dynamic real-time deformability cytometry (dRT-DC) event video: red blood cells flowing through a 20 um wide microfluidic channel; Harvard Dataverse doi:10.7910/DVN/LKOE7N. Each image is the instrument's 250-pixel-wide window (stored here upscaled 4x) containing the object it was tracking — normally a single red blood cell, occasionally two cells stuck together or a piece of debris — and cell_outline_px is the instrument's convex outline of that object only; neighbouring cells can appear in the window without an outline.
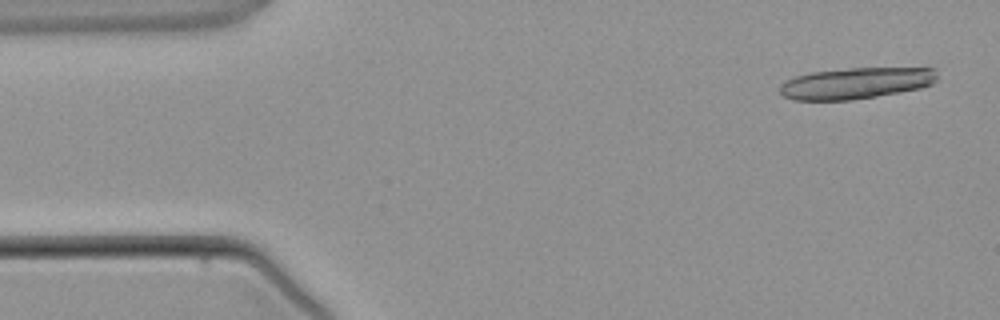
{"species": "common noctule bat (a hibernating species)", "species_latin": "Nyctalus noctula", "temperature_condition": "warm", "stored_images_in_passage": 4, "segment_of_instrument_passage": [1, 2], "camera_frame_rate_fps": 3000, "um_per_image_px": 0.085, "animal": {"sex": "male", "body_mass_g": 21.5, "forearm_length_mm": 52.0}, "frame": {"image": 1, "passage_image": 1, "time_ms": 0.0, "image_size_px": [1000, 320], "cell_outline_px": [[936, 80], [932, 84], [920, 88], [900, 92], [852, 100], [792, 100], [784, 96], [780, 92], [780, 84], [784, 80], [796, 76], [812, 72], [848, 68], [936, 68]], "centroid_in_image_um": [72.73, 7.07], "position_along_channel_um": 12.3, "area_um2": 28.73}}